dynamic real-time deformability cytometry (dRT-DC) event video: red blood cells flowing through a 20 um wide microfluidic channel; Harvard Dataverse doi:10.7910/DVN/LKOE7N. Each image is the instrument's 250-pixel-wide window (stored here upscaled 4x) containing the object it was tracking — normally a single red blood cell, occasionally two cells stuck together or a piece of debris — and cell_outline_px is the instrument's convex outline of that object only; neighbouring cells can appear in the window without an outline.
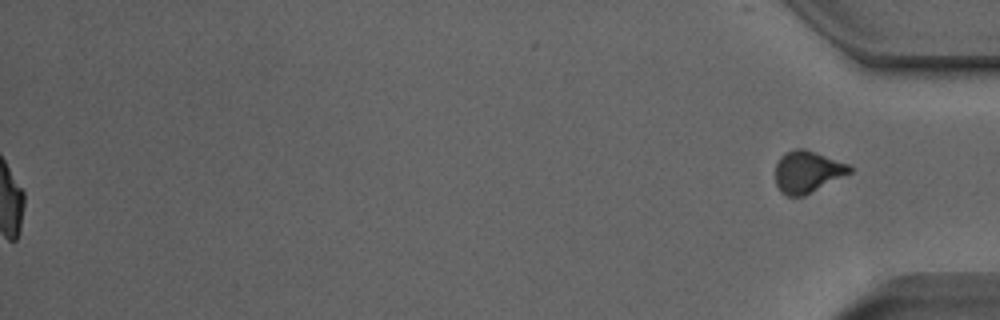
{"species": "Egyptian fruit bat (a non-hibernating species)", "species_latin": "Rousettus aegyptiacus", "temperature_condition": "room temperature", "stored_images_in_passage": 52, "segment_of_instrument_passage": [2, 2], "camera_frame_rate_fps": 3000, "um_per_image_px": 0.085, "animal": {"sex": "male"}, "frame": {"image": 1, "passage_image": 52, "time_ms": 17.0, "image_size_px": [1000, 320], "cell_outline_px": [[852, 172], [804, 196], [788, 196], [780, 192], [776, 184], [776, 164], [780, 156], [796, 148], [804, 148], [848, 164], [852, 168]], "centroid_in_image_um": [68.61, 14.61], "position_along_channel_um": 366.6, "area_um2": 17.98}}